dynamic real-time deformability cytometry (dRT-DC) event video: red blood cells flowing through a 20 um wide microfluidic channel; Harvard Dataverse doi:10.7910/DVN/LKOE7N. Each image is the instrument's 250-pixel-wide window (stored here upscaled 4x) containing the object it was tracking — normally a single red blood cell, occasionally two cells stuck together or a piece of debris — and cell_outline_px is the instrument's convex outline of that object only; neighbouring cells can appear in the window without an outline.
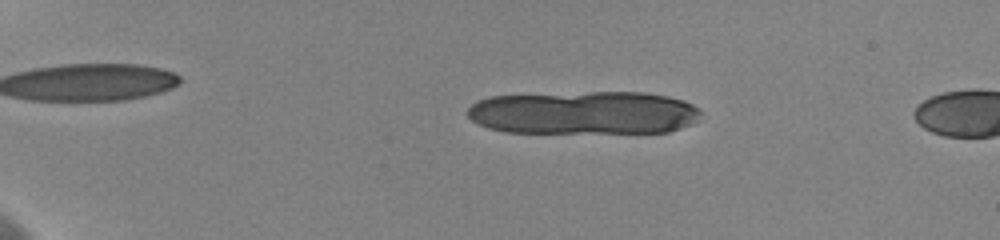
{"species": "human", "species_latin": "Homo sapiens", "temperature_condition": "cold", "stored_images_in_passage": 11, "camera_frame_rate_fps": 3000, "um_per_image_px": 0.085, "donor": {"sex": "female"}, "frame": {"image": 1, "passage_image": 7, "time_ms": 3.0, "image_size_px": [1000, 240], "cell_outline_px": [[700, 116], [692, 124], [668, 132], [504, 132], [488, 128], [472, 120], [468, 116], [468, 108], [476, 100], [488, 96], [592, 92], [644, 92], [668, 96], [684, 100], [700, 108]], "centroid_in_image_um": [49.64, 9.57], "position_along_channel_um": 35.4, "area_um2": 58.96}}